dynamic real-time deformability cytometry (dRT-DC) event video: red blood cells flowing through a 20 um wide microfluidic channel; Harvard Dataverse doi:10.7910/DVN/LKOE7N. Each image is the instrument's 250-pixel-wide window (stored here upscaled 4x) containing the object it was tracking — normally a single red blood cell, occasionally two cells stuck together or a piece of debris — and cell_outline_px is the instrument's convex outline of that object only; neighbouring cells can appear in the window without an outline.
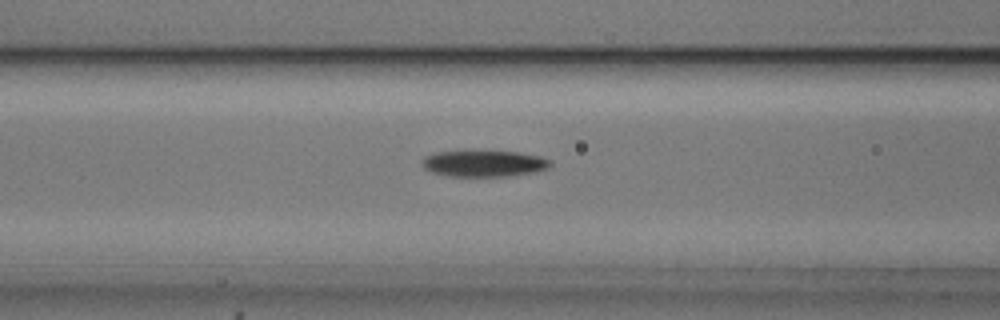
{"species": "common noctule bat (a hibernating species)", "species_latin": "Nyctalus noctula", "temperature_condition": "cold", "stored_images_in_passage": 41, "camera_frame_rate_fps": 3000, "um_per_image_px": 0.085, "animal": {"sex": "male", "body_mass_g": 20.5, "forearm_length_mm": 52.5}, "frame": {"image": 1, "passage_image": 7, "time_ms": 2.0, "image_size_px": [1000, 320], "cell_outline_px": [[552, 164], [548, 168], [536, 172], [508, 176], [452, 176], [432, 172], [424, 168], [424, 156], [436, 152], [520, 152], [540, 156], [552, 160]], "centroid_in_image_um": [41.22, 13.91], "position_along_channel_um": 125.4, "area_um2": 19.36}}
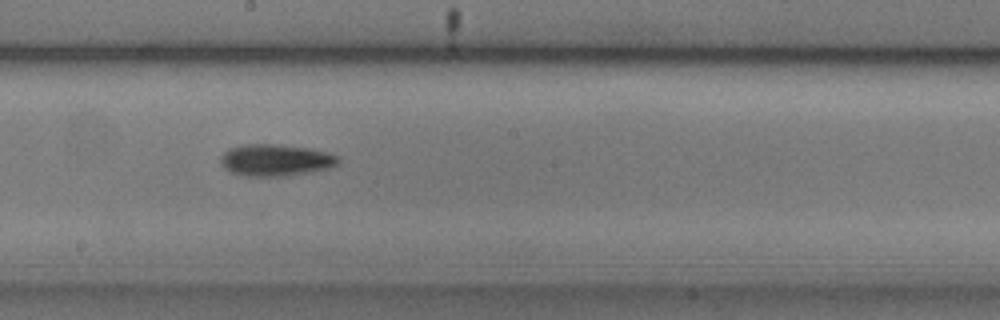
{"frame": {"image": 2, "passage_image": 15, "time_ms": 4.667, "image_size_px": [1000, 320], "cell_outline_px": [[340, 160], [336, 164], [328, 168], [308, 172], [284, 176], [248, 176], [232, 172], [224, 168], [220, 160], [220, 156], [228, 148], [244, 144], [272, 144], [308, 148], [340, 156]], "centroid_in_image_um": [23.39, 13.6], "position_along_channel_um": 224.8, "area_um2": 21.56}}
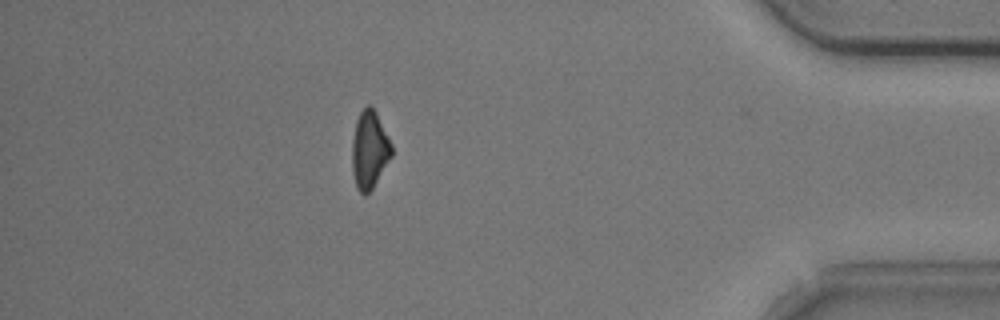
{"frame": {"image": 3, "passage_image": 33, "time_ms": 10.667, "image_size_px": [1000, 320], "cell_outline_px": [[392, 156], [372, 188], [364, 196], [356, 188], [352, 172], [352, 140], [356, 120], [360, 112], [368, 104], [376, 112], [392, 144]], "centroid_in_image_um": [31.39, 12.74], "position_along_channel_um": 403.8, "area_um2": 17.86}, "authors_computed_cell_mechanics": {"area_um2": 19.363, "velocity_mm_per_s": 3.7201, "shape_relaxation_time_tau1_ms": 2.595, "shape_relaxation_time_tau2_ms": null, "deformation_change_tau1": 0.123, "deformation_change_tau2": null}}